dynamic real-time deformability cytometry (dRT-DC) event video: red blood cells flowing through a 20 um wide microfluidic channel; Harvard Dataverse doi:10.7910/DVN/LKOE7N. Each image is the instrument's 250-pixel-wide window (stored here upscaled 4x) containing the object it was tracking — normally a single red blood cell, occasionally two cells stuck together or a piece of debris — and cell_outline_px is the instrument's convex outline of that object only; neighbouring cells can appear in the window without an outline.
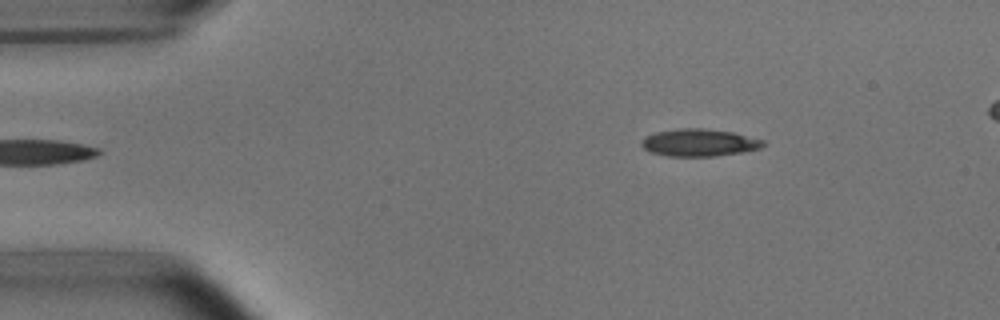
{"species": "common noctule bat (a hibernating species)", "species_latin": "Nyctalus noctula", "temperature_condition": "room temperature", "stored_images_in_passage": 33, "camera_frame_rate_fps": 3000, "um_per_image_px": 0.085, "animal": {"sex": "male", "body_mass_g": 15.6}, "frame": {"image": 1, "passage_image": 1, "time_ms": 0.0, "image_size_px": [1000, 320], "cell_outline_px": [[768, 144], [760, 148], [740, 152], [716, 156], [668, 156], [652, 152], [644, 148], [640, 144], [644, 136], [656, 132], [680, 128], [700, 128], [732, 132], [764, 140]], "centroid_in_image_um": [59.43, 12.12], "position_along_channel_um": 25.6, "area_um2": 19.31}}
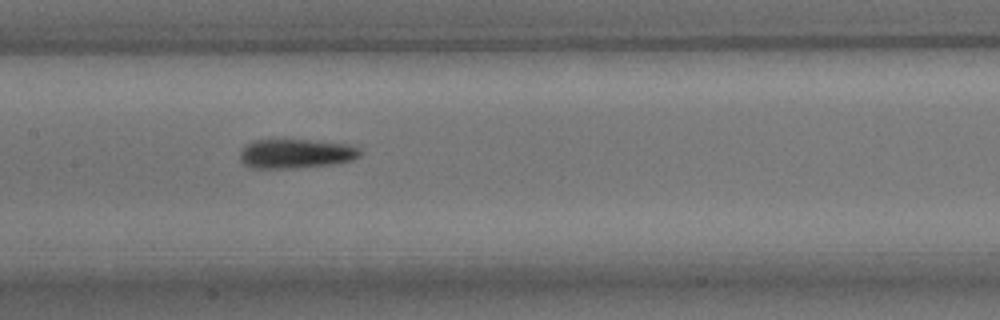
{"frame": {"image": 2, "passage_image": 18, "time_ms": 5.667, "image_size_px": [1000, 320], "cell_outline_px": [[360, 156], [352, 160], [336, 164], [292, 168], [252, 168], [244, 164], [240, 160], [240, 152], [252, 140], [308, 140], [348, 144], [360, 148]], "centroid_in_image_um": [25.17, 13.07], "position_along_channel_um": 182.2, "area_um2": 20.46}}
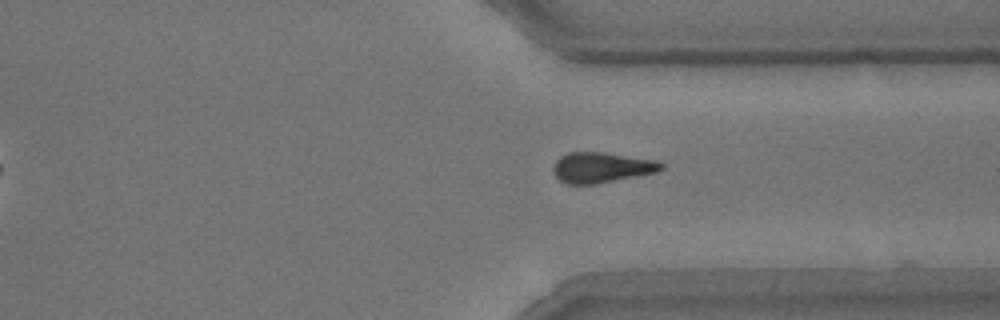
{"frame": {"image": 3, "passage_image": 32, "time_ms": 10.333, "image_size_px": [1000, 320], "cell_outline_px": [[664, 168], [656, 172], [596, 184], [568, 184], [560, 180], [552, 172], [552, 168], [556, 160], [560, 156], [568, 152], [604, 152], [652, 160], [664, 164]], "centroid_in_image_um": [51.08, 14.23], "position_along_channel_um": 360.3, "area_um2": 19.02}}